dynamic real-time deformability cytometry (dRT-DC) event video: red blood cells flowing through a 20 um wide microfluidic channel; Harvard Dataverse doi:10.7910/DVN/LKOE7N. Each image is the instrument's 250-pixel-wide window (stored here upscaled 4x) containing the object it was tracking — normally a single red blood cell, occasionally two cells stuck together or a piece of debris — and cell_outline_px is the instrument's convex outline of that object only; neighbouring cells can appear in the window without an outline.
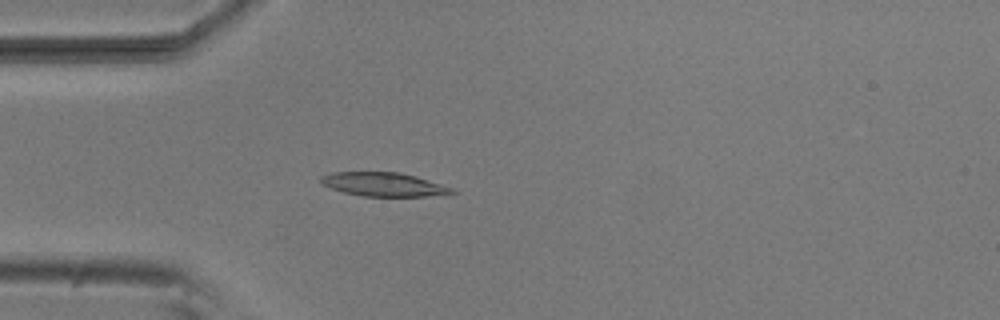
{"species": "common noctule bat (a hibernating species)", "species_latin": "Nyctalus noctula", "temperature_condition": "room temperature", "stored_images_in_passage": 53, "camera_frame_rate_fps": 3000, "um_per_image_px": 0.085, "animal": {"sex": "male", "body_mass_g": 20.5, "forearm_length_mm": 52.5}, "frame": {"image": 1, "passage_image": 15, "time_ms": 4.667, "image_size_px": [1000, 320], "cell_outline_px": [[460, 192], [448, 196], [364, 196], [344, 192], [320, 184], [320, 176], [332, 172], [400, 172], [416, 176], [452, 188]], "centroid_in_image_um": [32.67, 15.68], "position_along_channel_um": 52.3, "area_um2": 18.38}}
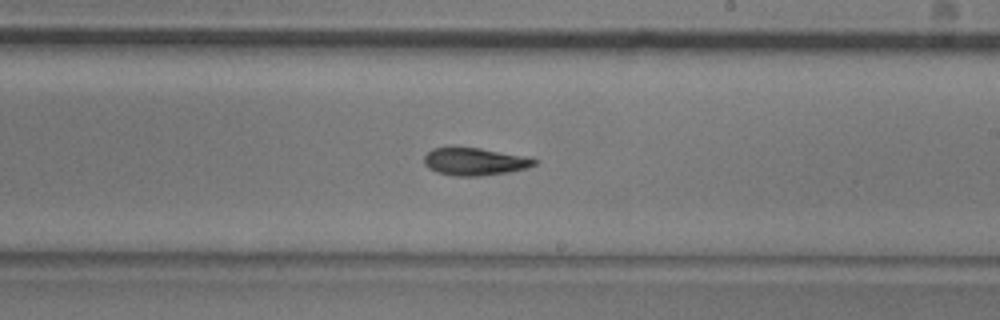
{"frame": {"image": 2, "passage_image": 31, "time_ms": 10.0, "image_size_px": [1000, 320], "cell_outline_px": [[540, 160], [536, 164], [528, 168], [508, 172], [480, 176], [456, 176], [436, 172], [428, 168], [424, 164], [424, 156], [432, 148], [452, 144], [480, 148], [532, 156]], "centroid_in_image_um": [40.37, 13.69], "position_along_channel_um": 248.6, "area_um2": 18.67}}
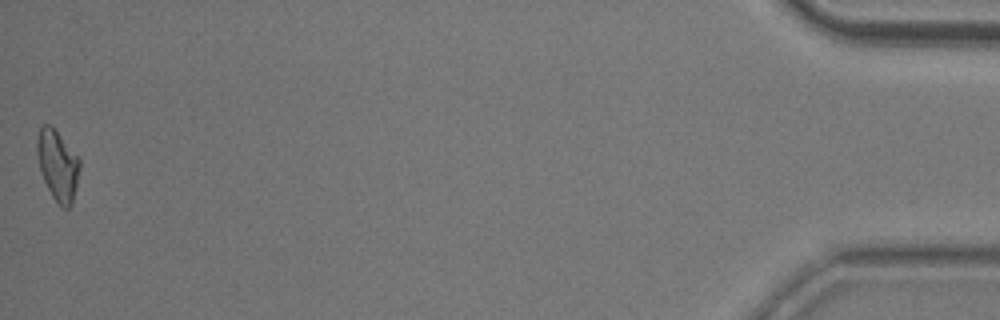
{"frame": {"image": 3, "passage_image": 53, "time_ms": 17.333, "image_size_px": [1000, 320], "cell_outline_px": [[80, 168], [76, 188], [72, 204], [68, 208], [60, 208], [52, 196], [44, 180], [40, 168], [36, 152], [36, 140], [40, 128], [44, 124], [52, 124], [80, 160]], "centroid_in_image_um": [4.9, 14.04], "position_along_channel_um": 430.3, "area_um2": 17.57}, "authors_computed_cell_mechanics": {"area_um2": 17.9758, "velocity_mm_per_s": 3.8067, "shape_relaxation_time_tau1_ms": 7.0205, "shape_relaxation_time_tau2_ms": 6.3236, "deformation_change_tau1": 0.1995, "deformation_change_tau2": 0.1406}}